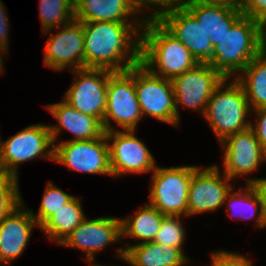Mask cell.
<instances>
[{"mask_svg":"<svg viewBox=\"0 0 266 266\" xmlns=\"http://www.w3.org/2000/svg\"><path fill=\"white\" fill-rule=\"evenodd\" d=\"M144 22L136 24L140 28H136L135 23H83L84 68L119 72L141 63L140 30Z\"/></svg>","mask_w":266,"mask_h":266,"instance_id":"cell-1","label":"cell"},{"mask_svg":"<svg viewBox=\"0 0 266 266\" xmlns=\"http://www.w3.org/2000/svg\"><path fill=\"white\" fill-rule=\"evenodd\" d=\"M143 24L141 64L152 74L172 80L199 64L188 48L170 34L156 19H147ZM155 66L158 67V71L154 69Z\"/></svg>","mask_w":266,"mask_h":266,"instance_id":"cell-2","label":"cell"},{"mask_svg":"<svg viewBox=\"0 0 266 266\" xmlns=\"http://www.w3.org/2000/svg\"><path fill=\"white\" fill-rule=\"evenodd\" d=\"M262 51L261 22L242 15L216 40L209 63L225 79L243 69Z\"/></svg>","mask_w":266,"mask_h":266,"instance_id":"cell-3","label":"cell"},{"mask_svg":"<svg viewBox=\"0 0 266 266\" xmlns=\"http://www.w3.org/2000/svg\"><path fill=\"white\" fill-rule=\"evenodd\" d=\"M227 80L214 90L204 114L220 142L252 124L246 120L250 106L243 88L235 80L222 90Z\"/></svg>","mask_w":266,"mask_h":266,"instance_id":"cell-4","label":"cell"},{"mask_svg":"<svg viewBox=\"0 0 266 266\" xmlns=\"http://www.w3.org/2000/svg\"><path fill=\"white\" fill-rule=\"evenodd\" d=\"M134 84L142 115L178 126L180 114L171 80L152 74L139 63L134 66Z\"/></svg>","mask_w":266,"mask_h":266,"instance_id":"cell-5","label":"cell"},{"mask_svg":"<svg viewBox=\"0 0 266 266\" xmlns=\"http://www.w3.org/2000/svg\"><path fill=\"white\" fill-rule=\"evenodd\" d=\"M196 168L197 166H156L150 186V205L164 215L188 216L189 185Z\"/></svg>","mask_w":266,"mask_h":266,"instance_id":"cell-6","label":"cell"},{"mask_svg":"<svg viewBox=\"0 0 266 266\" xmlns=\"http://www.w3.org/2000/svg\"><path fill=\"white\" fill-rule=\"evenodd\" d=\"M107 99L102 122L104 132L113 131L110 118L125 131L135 130L143 115L135 90L134 66L125 71H109Z\"/></svg>","mask_w":266,"mask_h":266,"instance_id":"cell-7","label":"cell"},{"mask_svg":"<svg viewBox=\"0 0 266 266\" xmlns=\"http://www.w3.org/2000/svg\"><path fill=\"white\" fill-rule=\"evenodd\" d=\"M51 146L54 147L51 132L49 127L44 124L28 126L8 138L4 143L0 140L1 162L5 175L17 178L19 163L39 156L51 158L53 161L54 148L48 150Z\"/></svg>","mask_w":266,"mask_h":266,"instance_id":"cell-8","label":"cell"},{"mask_svg":"<svg viewBox=\"0 0 266 266\" xmlns=\"http://www.w3.org/2000/svg\"><path fill=\"white\" fill-rule=\"evenodd\" d=\"M78 78L64 95V101L82 113L96 117L101 123L107 107L109 71L82 68L72 70ZM100 77V78H99Z\"/></svg>","mask_w":266,"mask_h":266,"instance_id":"cell-9","label":"cell"},{"mask_svg":"<svg viewBox=\"0 0 266 266\" xmlns=\"http://www.w3.org/2000/svg\"><path fill=\"white\" fill-rule=\"evenodd\" d=\"M105 133L93 140L62 141L54 145V161L70 170L112 175Z\"/></svg>","mask_w":266,"mask_h":266,"instance_id":"cell-10","label":"cell"},{"mask_svg":"<svg viewBox=\"0 0 266 266\" xmlns=\"http://www.w3.org/2000/svg\"><path fill=\"white\" fill-rule=\"evenodd\" d=\"M109 143V162L112 176L126 173H144L156 169L155 160L135 130L105 132Z\"/></svg>","mask_w":266,"mask_h":266,"instance_id":"cell-11","label":"cell"},{"mask_svg":"<svg viewBox=\"0 0 266 266\" xmlns=\"http://www.w3.org/2000/svg\"><path fill=\"white\" fill-rule=\"evenodd\" d=\"M156 20L180 41L199 63H210L214 47L206 30L183 6H175Z\"/></svg>","mask_w":266,"mask_h":266,"instance_id":"cell-12","label":"cell"},{"mask_svg":"<svg viewBox=\"0 0 266 266\" xmlns=\"http://www.w3.org/2000/svg\"><path fill=\"white\" fill-rule=\"evenodd\" d=\"M225 78L208 63H199L193 69L173 78L175 104L200 109L204 115L214 90Z\"/></svg>","mask_w":266,"mask_h":266,"instance_id":"cell-13","label":"cell"},{"mask_svg":"<svg viewBox=\"0 0 266 266\" xmlns=\"http://www.w3.org/2000/svg\"><path fill=\"white\" fill-rule=\"evenodd\" d=\"M61 28L47 40L44 64L57 71L65 67L72 70L84 68L83 22L74 19Z\"/></svg>","mask_w":266,"mask_h":266,"instance_id":"cell-14","label":"cell"},{"mask_svg":"<svg viewBox=\"0 0 266 266\" xmlns=\"http://www.w3.org/2000/svg\"><path fill=\"white\" fill-rule=\"evenodd\" d=\"M221 180L216 165L206 169L198 167L193 171L189 185L188 216L205 211H214L225 203L228 192L232 189L231 180L225 173Z\"/></svg>","mask_w":266,"mask_h":266,"instance_id":"cell-15","label":"cell"},{"mask_svg":"<svg viewBox=\"0 0 266 266\" xmlns=\"http://www.w3.org/2000/svg\"><path fill=\"white\" fill-rule=\"evenodd\" d=\"M221 144L226 146L223 173L230 179L249 174L266 161V153L251 127L226 137Z\"/></svg>","mask_w":266,"mask_h":266,"instance_id":"cell-16","label":"cell"},{"mask_svg":"<svg viewBox=\"0 0 266 266\" xmlns=\"http://www.w3.org/2000/svg\"><path fill=\"white\" fill-rule=\"evenodd\" d=\"M122 238L121 219L100 217L84 219L69 236L60 244L82 249L89 262H94V255L108 244L120 241Z\"/></svg>","mask_w":266,"mask_h":266,"instance_id":"cell-17","label":"cell"},{"mask_svg":"<svg viewBox=\"0 0 266 266\" xmlns=\"http://www.w3.org/2000/svg\"><path fill=\"white\" fill-rule=\"evenodd\" d=\"M22 207L25 208L24 204H21L20 208H16L0 223L1 264H7L22 254L32 229L38 225L31 212L23 210Z\"/></svg>","mask_w":266,"mask_h":266,"instance_id":"cell-18","label":"cell"},{"mask_svg":"<svg viewBox=\"0 0 266 266\" xmlns=\"http://www.w3.org/2000/svg\"><path fill=\"white\" fill-rule=\"evenodd\" d=\"M46 108L60 123L48 126L54 145L62 129L73 133L74 138L71 141L93 140L105 133L102 123L96 117L78 111L64 100L61 103L47 105Z\"/></svg>","mask_w":266,"mask_h":266,"instance_id":"cell-19","label":"cell"},{"mask_svg":"<svg viewBox=\"0 0 266 266\" xmlns=\"http://www.w3.org/2000/svg\"><path fill=\"white\" fill-rule=\"evenodd\" d=\"M182 5L209 34L213 47L216 46V40L228 32L232 25L243 15L241 8L225 4L184 0Z\"/></svg>","mask_w":266,"mask_h":266,"instance_id":"cell-20","label":"cell"},{"mask_svg":"<svg viewBox=\"0 0 266 266\" xmlns=\"http://www.w3.org/2000/svg\"><path fill=\"white\" fill-rule=\"evenodd\" d=\"M137 12L131 0H79L75 4V19L83 23H132L126 20Z\"/></svg>","mask_w":266,"mask_h":266,"instance_id":"cell-21","label":"cell"},{"mask_svg":"<svg viewBox=\"0 0 266 266\" xmlns=\"http://www.w3.org/2000/svg\"><path fill=\"white\" fill-rule=\"evenodd\" d=\"M123 251L124 256L135 266H182L188 262L180 248L155 242H140Z\"/></svg>","mask_w":266,"mask_h":266,"instance_id":"cell-22","label":"cell"},{"mask_svg":"<svg viewBox=\"0 0 266 266\" xmlns=\"http://www.w3.org/2000/svg\"><path fill=\"white\" fill-rule=\"evenodd\" d=\"M236 80L244 90L251 109L266 107V52L261 51Z\"/></svg>","mask_w":266,"mask_h":266,"instance_id":"cell-23","label":"cell"},{"mask_svg":"<svg viewBox=\"0 0 266 266\" xmlns=\"http://www.w3.org/2000/svg\"><path fill=\"white\" fill-rule=\"evenodd\" d=\"M85 218L79 199L74 197L50 216L40 228L49 239H55L60 245Z\"/></svg>","mask_w":266,"mask_h":266,"instance_id":"cell-24","label":"cell"},{"mask_svg":"<svg viewBox=\"0 0 266 266\" xmlns=\"http://www.w3.org/2000/svg\"><path fill=\"white\" fill-rule=\"evenodd\" d=\"M165 216L152 205L145 204L130 219H121L122 237L141 239L142 243L153 242Z\"/></svg>","mask_w":266,"mask_h":266,"instance_id":"cell-25","label":"cell"},{"mask_svg":"<svg viewBox=\"0 0 266 266\" xmlns=\"http://www.w3.org/2000/svg\"><path fill=\"white\" fill-rule=\"evenodd\" d=\"M39 9L42 31L46 34L54 26L61 29L75 19V5L71 0H40Z\"/></svg>","mask_w":266,"mask_h":266,"instance_id":"cell-26","label":"cell"},{"mask_svg":"<svg viewBox=\"0 0 266 266\" xmlns=\"http://www.w3.org/2000/svg\"><path fill=\"white\" fill-rule=\"evenodd\" d=\"M232 190L233 188L228 192L225 198V202L227 199H229L227 200L228 203L227 205L229 206L228 211L234 212L235 210L234 214L236 213L238 215L237 217L241 219H246V218L249 219L251 217H254L255 214H257V218H255L256 224L258 227L264 228V223L260 211L259 196L253 185L247 184L245 192L243 193H242L243 190L241 188L237 192H232ZM258 205H259V212H257ZM248 210L250 213L248 212ZM246 214H248V216Z\"/></svg>","mask_w":266,"mask_h":266,"instance_id":"cell-27","label":"cell"},{"mask_svg":"<svg viewBox=\"0 0 266 266\" xmlns=\"http://www.w3.org/2000/svg\"><path fill=\"white\" fill-rule=\"evenodd\" d=\"M73 198L74 196L65 193L49 181L39 207L38 215H34L31 210L30 212L40 227L50 216L55 214L57 210L66 205Z\"/></svg>","mask_w":266,"mask_h":266,"instance_id":"cell-28","label":"cell"},{"mask_svg":"<svg viewBox=\"0 0 266 266\" xmlns=\"http://www.w3.org/2000/svg\"><path fill=\"white\" fill-rule=\"evenodd\" d=\"M18 189V178L0 177V223L23 203Z\"/></svg>","mask_w":266,"mask_h":266,"instance_id":"cell-29","label":"cell"},{"mask_svg":"<svg viewBox=\"0 0 266 266\" xmlns=\"http://www.w3.org/2000/svg\"><path fill=\"white\" fill-rule=\"evenodd\" d=\"M180 217L166 215L153 242L182 250V244L185 241V230Z\"/></svg>","mask_w":266,"mask_h":266,"instance_id":"cell-30","label":"cell"},{"mask_svg":"<svg viewBox=\"0 0 266 266\" xmlns=\"http://www.w3.org/2000/svg\"><path fill=\"white\" fill-rule=\"evenodd\" d=\"M183 2L184 0H131L133 7L138 11V13L140 11L142 12V8H144V6H147L150 9L148 4H153L154 6L157 5L161 8L159 10H155L150 17L148 16V19H156L158 16L166 11H169L175 6L182 5Z\"/></svg>","mask_w":266,"mask_h":266,"instance_id":"cell-31","label":"cell"},{"mask_svg":"<svg viewBox=\"0 0 266 266\" xmlns=\"http://www.w3.org/2000/svg\"><path fill=\"white\" fill-rule=\"evenodd\" d=\"M211 266H252L250 259L238 253L220 251L213 253Z\"/></svg>","mask_w":266,"mask_h":266,"instance_id":"cell-32","label":"cell"},{"mask_svg":"<svg viewBox=\"0 0 266 266\" xmlns=\"http://www.w3.org/2000/svg\"><path fill=\"white\" fill-rule=\"evenodd\" d=\"M240 8L243 15L260 22L266 17V0H243Z\"/></svg>","mask_w":266,"mask_h":266,"instance_id":"cell-33","label":"cell"},{"mask_svg":"<svg viewBox=\"0 0 266 266\" xmlns=\"http://www.w3.org/2000/svg\"><path fill=\"white\" fill-rule=\"evenodd\" d=\"M258 116L256 125L251 124L258 141L260 142L262 149L266 153V107L254 110Z\"/></svg>","mask_w":266,"mask_h":266,"instance_id":"cell-34","label":"cell"},{"mask_svg":"<svg viewBox=\"0 0 266 266\" xmlns=\"http://www.w3.org/2000/svg\"><path fill=\"white\" fill-rule=\"evenodd\" d=\"M247 183L252 184L255 190L257 191L260 201L261 216L265 228L266 227V178L247 179Z\"/></svg>","mask_w":266,"mask_h":266,"instance_id":"cell-35","label":"cell"},{"mask_svg":"<svg viewBox=\"0 0 266 266\" xmlns=\"http://www.w3.org/2000/svg\"><path fill=\"white\" fill-rule=\"evenodd\" d=\"M6 8L4 7L2 1H0V46L8 50L7 41H8V16L5 14Z\"/></svg>","mask_w":266,"mask_h":266,"instance_id":"cell-36","label":"cell"},{"mask_svg":"<svg viewBox=\"0 0 266 266\" xmlns=\"http://www.w3.org/2000/svg\"><path fill=\"white\" fill-rule=\"evenodd\" d=\"M203 3L225 4L240 8L243 0H195Z\"/></svg>","mask_w":266,"mask_h":266,"instance_id":"cell-37","label":"cell"},{"mask_svg":"<svg viewBox=\"0 0 266 266\" xmlns=\"http://www.w3.org/2000/svg\"><path fill=\"white\" fill-rule=\"evenodd\" d=\"M261 44L262 50L266 52V17L261 21Z\"/></svg>","mask_w":266,"mask_h":266,"instance_id":"cell-38","label":"cell"},{"mask_svg":"<svg viewBox=\"0 0 266 266\" xmlns=\"http://www.w3.org/2000/svg\"><path fill=\"white\" fill-rule=\"evenodd\" d=\"M118 251H119L118 252L119 255H116V257L118 256L119 258H121L122 260L126 261L127 263H130L132 266H135L124 256L123 248H118Z\"/></svg>","mask_w":266,"mask_h":266,"instance_id":"cell-39","label":"cell"},{"mask_svg":"<svg viewBox=\"0 0 266 266\" xmlns=\"http://www.w3.org/2000/svg\"><path fill=\"white\" fill-rule=\"evenodd\" d=\"M2 51H3L4 53L7 52V50H6L5 48H3L2 46H0V72L3 71V70H2V68H3V67H2V66H3V63H2V58H1V52H2Z\"/></svg>","mask_w":266,"mask_h":266,"instance_id":"cell-40","label":"cell"},{"mask_svg":"<svg viewBox=\"0 0 266 266\" xmlns=\"http://www.w3.org/2000/svg\"><path fill=\"white\" fill-rule=\"evenodd\" d=\"M4 175H5V172H4L2 162H1V153H0V177Z\"/></svg>","mask_w":266,"mask_h":266,"instance_id":"cell-41","label":"cell"},{"mask_svg":"<svg viewBox=\"0 0 266 266\" xmlns=\"http://www.w3.org/2000/svg\"><path fill=\"white\" fill-rule=\"evenodd\" d=\"M71 1L75 5L79 0H71Z\"/></svg>","mask_w":266,"mask_h":266,"instance_id":"cell-42","label":"cell"},{"mask_svg":"<svg viewBox=\"0 0 266 266\" xmlns=\"http://www.w3.org/2000/svg\"><path fill=\"white\" fill-rule=\"evenodd\" d=\"M90 265H91V266H101V265L94 264V263L91 264V262H90Z\"/></svg>","mask_w":266,"mask_h":266,"instance_id":"cell-43","label":"cell"}]
</instances>
